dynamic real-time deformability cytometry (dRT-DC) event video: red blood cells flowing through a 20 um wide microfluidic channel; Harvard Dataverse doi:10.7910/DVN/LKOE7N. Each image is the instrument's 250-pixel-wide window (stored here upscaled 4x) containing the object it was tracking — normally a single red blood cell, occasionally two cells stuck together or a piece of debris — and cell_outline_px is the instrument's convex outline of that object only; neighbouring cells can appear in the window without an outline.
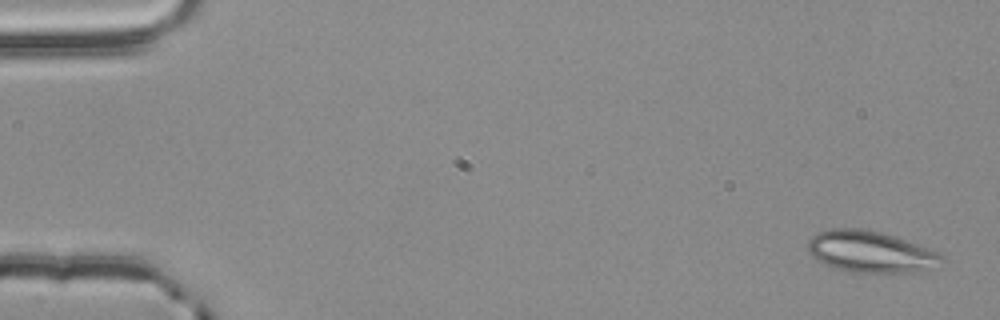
{"species": "common noctule bat (a hibernating species)", "species_latin": "Nyctalus noctula", "temperature_condition": "room temperature", "stored_images_in_passage": 4, "camera_frame_rate_fps": 3000, "um_per_image_px": 0.085, "animal": {"sex": "male", "body_mass_g": 20.4}, "frame": {"image": 1, "passage_image": 1, "time_ms": 0.0, "image_size_px": [1000, 320], "cell_outline_px": [[944, 260], [928, 268], [916, 272], [852, 272], [836, 268], [824, 264], [816, 260], [808, 252], [808, 240], [816, 232], [832, 228], [860, 228], [880, 232], [896, 236], [940, 252], [944, 256]], "centroid_in_image_um": [73.97, 21.38], "position_along_channel_um": 11.0, "area_um2": 32.37}}